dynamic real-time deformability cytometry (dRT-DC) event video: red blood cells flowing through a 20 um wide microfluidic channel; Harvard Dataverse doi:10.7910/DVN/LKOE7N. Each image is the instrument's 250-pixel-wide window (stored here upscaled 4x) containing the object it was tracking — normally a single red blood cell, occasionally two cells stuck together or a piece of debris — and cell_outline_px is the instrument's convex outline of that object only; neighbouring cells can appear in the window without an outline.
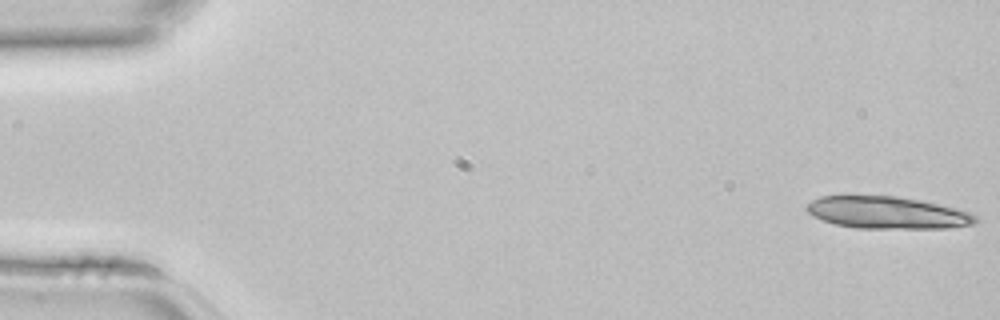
{"species": "common noctule bat (a hibernating species)", "species_latin": "Nyctalus noctula", "temperature_condition": "room temperature", "stored_images_in_passage": 45, "camera_frame_rate_fps": 3000, "um_per_image_px": 0.085, "animal": {"sex": "female", "body_mass_g": 22.7, "forearm_length_mm": 54.2}, "frame": {"image": 1, "passage_image": 1, "time_ms": 0.0, "image_size_px": [1000, 320], "cell_outline_px": [[976, 224], [948, 228], [856, 228], [836, 224], [812, 216], [804, 208], [812, 200], [820, 196], [896, 196], [920, 200], [972, 212], [976, 216]], "centroid_in_image_um": [75.43, 18.08], "position_along_channel_um": 9.6, "area_um2": 31.56}}
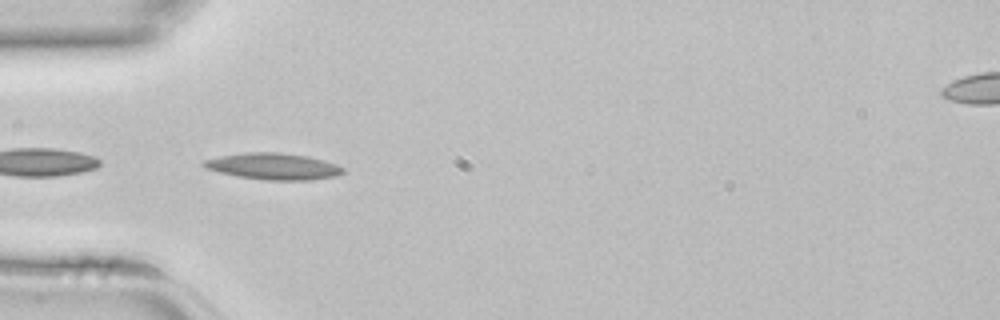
{"frame": {"image": 2, "passage_image": 14, "time_ms": 4.333, "image_size_px": [1000, 320], "cell_outline_px": [[344, 172], [336, 176], [312, 180], [264, 180], [236, 176], [220, 172], [208, 168], [200, 164], [204, 160], [220, 156], [244, 152], [280, 152], [308, 156], [324, 160], [336, 164], [344, 168]], "centroid_in_image_um": [23.26, 14.14], "position_along_channel_um": 61.7, "area_um2": 21.56}}
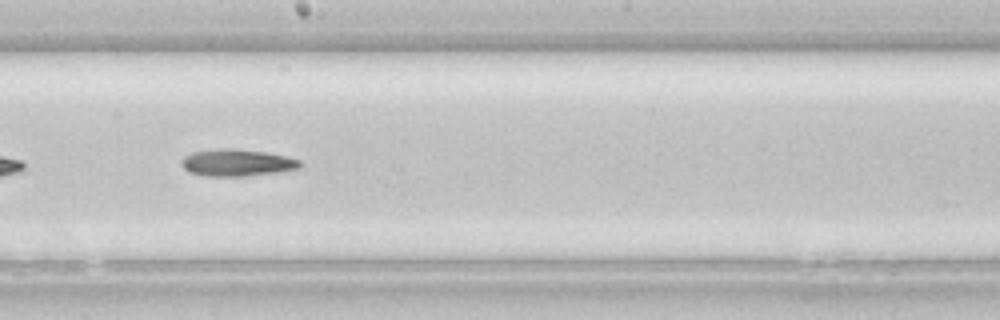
{"frame": {"image": 3, "passage_image": 25, "time_ms": 8.0, "image_size_px": [1000, 320], "cell_outline_px": [[304, 164], [300, 168], [280, 172], [244, 176], [204, 176], [188, 172], [180, 164], [180, 160], [184, 156], [192, 152], [220, 148], [232, 148], [264, 152], [288, 156], [300, 160]], "centroid_in_image_um": [20.15, 13.83], "position_along_channel_um": 228.1, "area_um2": 18.9}}